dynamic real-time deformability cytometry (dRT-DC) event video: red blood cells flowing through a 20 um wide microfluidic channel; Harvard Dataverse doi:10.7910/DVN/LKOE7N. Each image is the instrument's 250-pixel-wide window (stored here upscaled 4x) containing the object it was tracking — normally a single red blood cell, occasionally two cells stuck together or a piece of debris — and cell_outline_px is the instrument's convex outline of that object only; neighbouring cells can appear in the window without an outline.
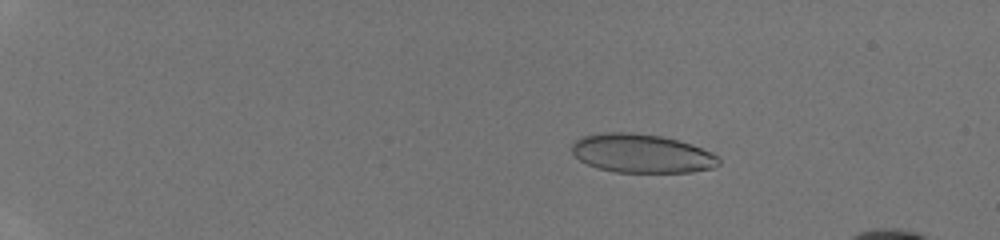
{"species": "human", "species_latin": "Homo sapiens", "temperature_condition": "room temperature", "stored_images_in_passage": 47, "camera_frame_rate_fps": 3000, "um_per_image_px": 0.085, "donor": {"sex": "male"}, "frame": {"image": 1, "passage_image": 10, "time_ms": 3.0, "image_size_px": [1000, 240], "cell_outline_px": [[720, 164], [716, 168], [692, 172], [616, 172], [596, 168], [580, 160], [572, 152], [572, 144], [576, 140], [584, 136], [604, 132], [632, 132], [660, 136], [692, 144], [712, 152], [720, 160]], "centroid_in_image_um": [54.57, 13.05], "position_along_channel_um": 30.4, "area_um2": 33.23}}
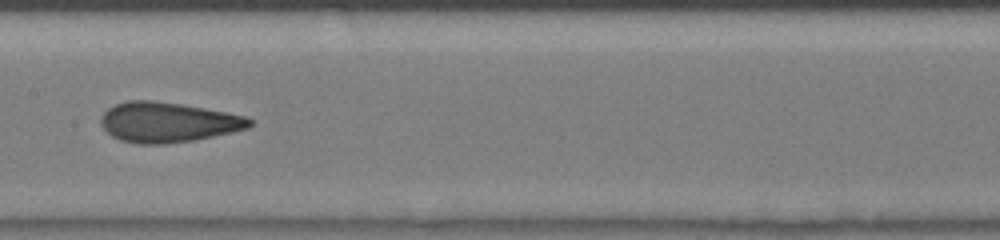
{"frame": {"image": 2, "passage_image": 28, "time_ms": 9.0, "image_size_px": [1000, 240], "cell_outline_px": [[252, 124], [248, 128], [232, 132], [196, 140], [164, 144], [140, 144], [120, 140], [112, 136], [100, 124], [100, 120], [104, 112], [108, 108], [116, 104], [128, 100], [152, 100], [180, 104], [204, 108], [248, 116], [252, 120]], "centroid_in_image_um": [14.28, 10.39], "position_along_channel_um": 193.1, "area_um2": 34.74}}
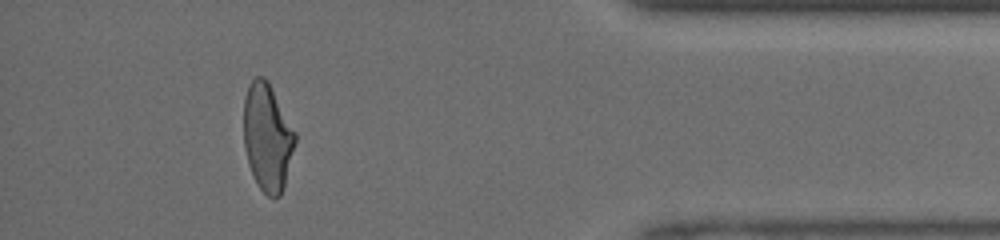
{"frame": {"image": 3, "passage_image": 44, "time_ms": 14.333, "image_size_px": [1000, 240], "cell_outline_px": [[296, 140], [284, 188], [280, 196], [268, 196], [260, 188], [248, 164], [244, 148], [244, 96], [248, 84], [256, 76], [264, 76], [268, 80], [296, 132]], "centroid_in_image_um": [22.73, 11.62], "position_along_channel_um": 412.5, "area_um2": 32.31}}